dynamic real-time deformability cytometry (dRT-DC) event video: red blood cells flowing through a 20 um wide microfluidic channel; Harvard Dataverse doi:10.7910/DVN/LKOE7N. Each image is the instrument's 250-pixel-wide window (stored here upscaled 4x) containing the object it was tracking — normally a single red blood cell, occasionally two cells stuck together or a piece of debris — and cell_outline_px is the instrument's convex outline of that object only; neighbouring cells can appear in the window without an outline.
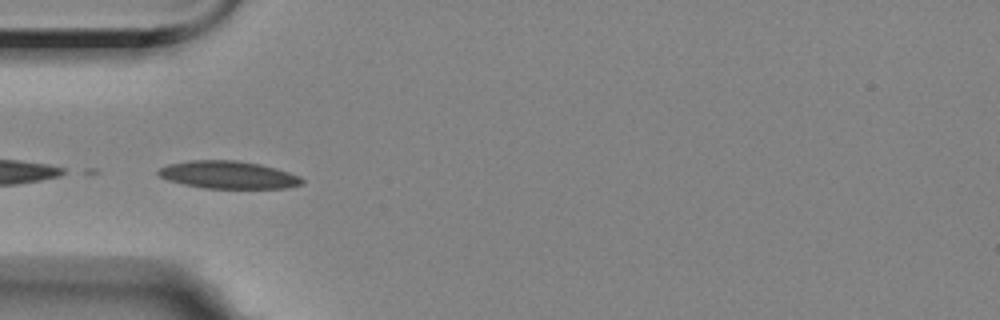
{"species": "Egyptian fruit bat (a non-hibernating species)", "species_latin": "Rousettus aegyptiacus", "temperature_condition": "room temperature", "stored_images_in_passage": 47, "camera_frame_rate_fps": 3000, "um_per_image_px": 0.085, "animal": {"sex": "female"}, "frame": {"image": 1, "passage_image": 16, "time_ms": 5.0, "image_size_px": [1000, 320], "cell_outline_px": [[304, 184], [284, 188], [204, 188], [184, 184], [168, 180], [160, 176], [156, 172], [160, 168], [168, 164], [192, 160], [236, 160], [260, 164], [276, 168], [300, 176], [304, 180]], "centroid_in_image_um": [19.42, 14.86], "position_along_channel_um": 65.6, "area_um2": 23.06}}
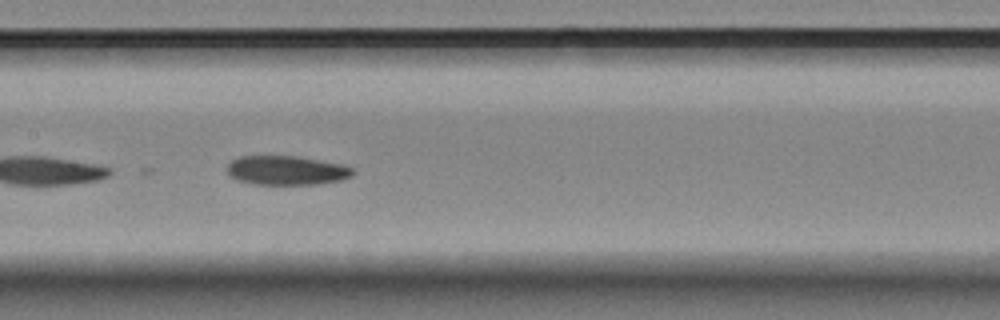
{"frame": {"image": 2, "passage_image": 26, "time_ms": 8.333, "image_size_px": [1000, 320], "cell_outline_px": [[356, 172], [352, 176], [340, 180], [320, 184], [252, 184], [236, 180], [228, 172], [228, 164], [236, 156], [296, 156], [344, 164], [352, 168]], "centroid_in_image_um": [24.38, 14.48], "position_along_channel_um": 183.0, "area_um2": 21.5}}
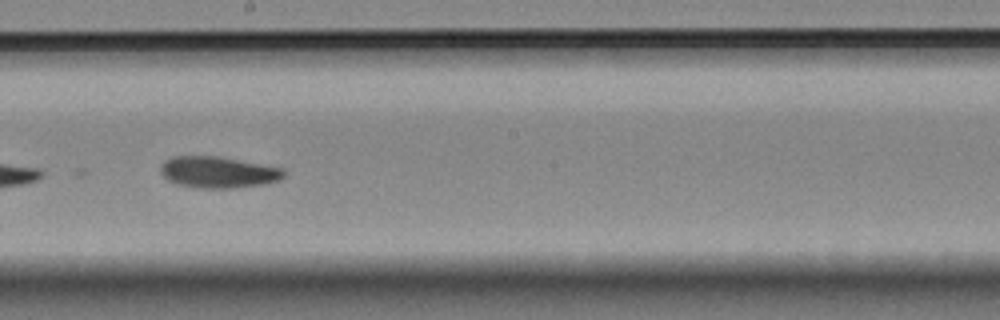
{"frame": {"image": 3, "passage_image": 30, "time_ms": 9.667, "image_size_px": [1000, 320], "cell_outline_px": [[284, 176], [280, 180], [264, 184], [232, 188], [200, 188], [176, 184], [168, 180], [160, 172], [160, 164], [164, 160], [172, 156], [216, 156], [284, 168]], "centroid_in_image_um": [18.51, 14.64], "position_along_channel_um": 229.7, "area_um2": 22.6}, "authors_computed_cell_mechanics": {"area_um2": 22.7154, "velocity_mm_per_s": 3.5066, "shape_relaxation_time_tau1_ms": null, "shape_relaxation_time_tau2_ms": 4.395, "deformation_change_tau1": null, "deformation_change_tau2": 0.0684}}